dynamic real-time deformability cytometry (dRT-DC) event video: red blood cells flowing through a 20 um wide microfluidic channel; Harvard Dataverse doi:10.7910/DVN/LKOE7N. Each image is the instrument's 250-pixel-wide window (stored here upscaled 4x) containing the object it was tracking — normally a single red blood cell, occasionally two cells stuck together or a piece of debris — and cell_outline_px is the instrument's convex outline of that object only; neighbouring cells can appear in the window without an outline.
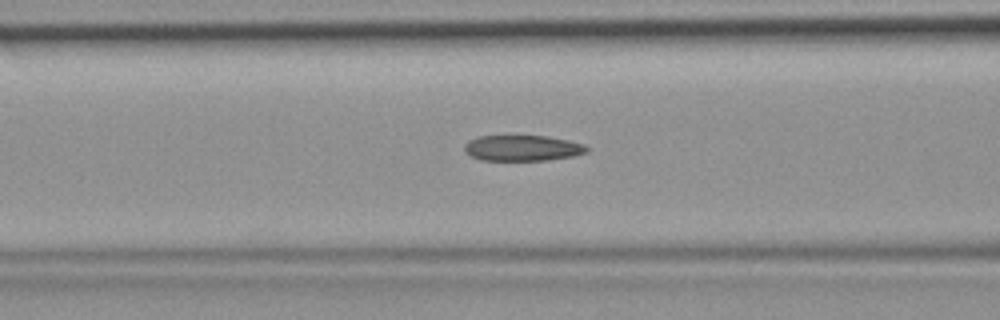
{"species": "common noctule bat (a hibernating species)", "species_latin": "Nyctalus noctula", "temperature_condition": "room temperature", "stored_images_in_passage": 44, "camera_frame_rate_fps": 3000, "um_per_image_px": 0.085, "animal": {"sex": "female", "body_mass_g": 19.9}, "frame": {"image": 1, "passage_image": 16, "time_ms": 5.0, "image_size_px": [1000, 320], "cell_outline_px": [[592, 148], [588, 152], [572, 156], [548, 160], [480, 160], [464, 152], [464, 144], [468, 140], [476, 136], [508, 132], [512, 132], [548, 136], [568, 140], [584, 144]], "centroid_in_image_um": [44.36, 12.52], "position_along_channel_um": 122.2, "area_um2": 19.65}}
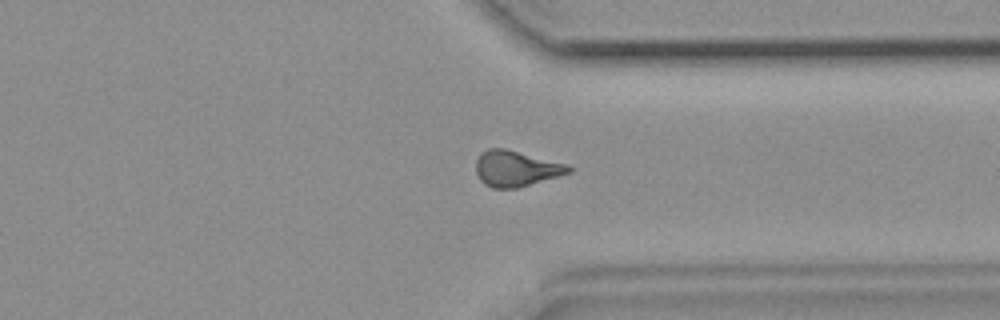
{"frame": {"image": 2, "passage_image": 33, "time_ms": 10.667, "image_size_px": [1000, 320], "cell_outline_px": [[572, 172], [516, 188], [492, 188], [484, 184], [480, 180], [476, 172], [476, 160], [480, 152], [488, 148], [504, 148], [568, 164], [572, 168]], "centroid_in_image_um": [43.84, 14.32], "position_along_channel_um": 367.6, "area_um2": 19.31}}
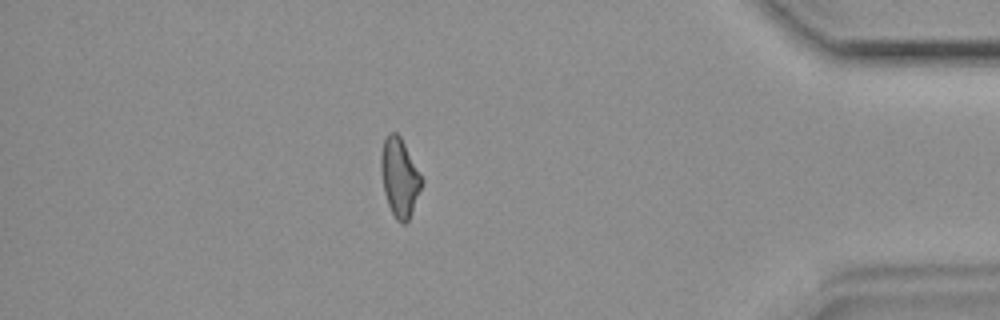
{"frame": {"image": 3, "passage_image": 38, "time_ms": 12.333, "image_size_px": [1000, 320], "cell_outline_px": [[424, 180], [408, 220], [404, 224], [400, 224], [396, 220], [388, 204], [384, 192], [380, 168], [380, 152], [384, 140], [388, 132], [396, 132], [400, 136]], "centroid_in_image_um": [33.94, 15.06], "position_along_channel_um": 401.3, "area_um2": 18.55}}